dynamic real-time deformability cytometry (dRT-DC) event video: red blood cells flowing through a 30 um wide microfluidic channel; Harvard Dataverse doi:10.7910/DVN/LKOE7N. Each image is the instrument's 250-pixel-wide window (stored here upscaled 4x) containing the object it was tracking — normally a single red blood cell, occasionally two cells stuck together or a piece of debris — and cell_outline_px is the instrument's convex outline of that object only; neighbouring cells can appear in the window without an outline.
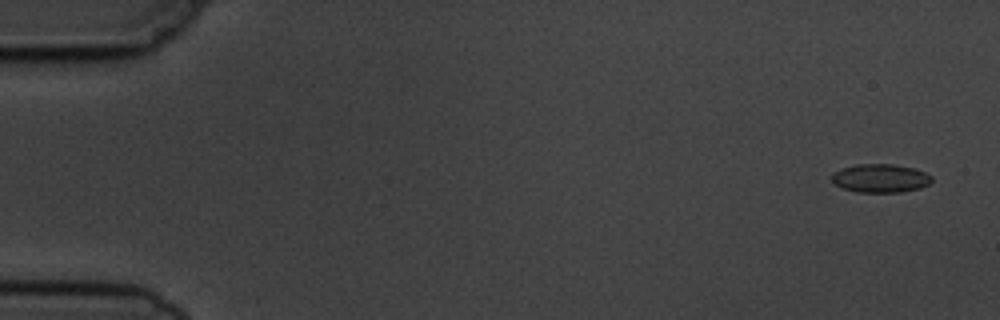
{"species": "common noctule bat (a hibernating species)", "species_latin": "Nyctalus noctula", "temperature_condition": "cold", "stored_images_in_passage": 5, "camera_frame_rate_fps": 3000, "um_per_image_px": 0.085, "animal": {"sex": "male", "body_mass_g": 19.5, "forearm_length_mm": 54.6}, "frame": {"image": 1, "passage_image": 1, "time_ms": 0.0, "image_size_px": [1000, 320], "cell_outline_px": [[932, 180], [928, 184], [920, 188], [900, 192], [856, 192], [844, 188], [836, 184], [832, 180], [832, 172], [840, 168], [856, 164], [892, 164], [912, 168], [924, 172], [932, 176]], "centroid_in_image_um": [74.81, 15.14], "position_along_channel_um": 10.2, "area_um2": 16.53}}
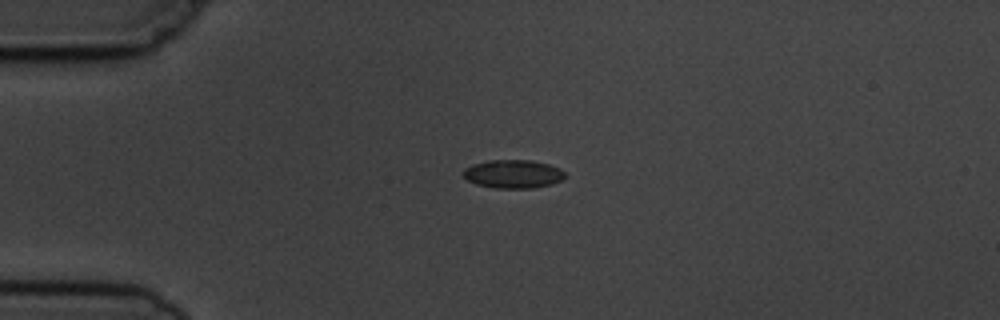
{"frame": {"image": 2, "passage_image": 4, "time_ms": 3.667, "image_size_px": [1000, 320], "cell_outline_px": [[564, 176], [560, 180], [552, 184], [532, 188], [496, 188], [476, 184], [468, 180], [464, 176], [464, 168], [472, 164], [488, 160], [532, 160], [548, 164], [560, 168], [564, 172]], "centroid_in_image_um": [43.6, 14.78], "position_along_channel_um": 41.4, "area_um2": 16.76}}